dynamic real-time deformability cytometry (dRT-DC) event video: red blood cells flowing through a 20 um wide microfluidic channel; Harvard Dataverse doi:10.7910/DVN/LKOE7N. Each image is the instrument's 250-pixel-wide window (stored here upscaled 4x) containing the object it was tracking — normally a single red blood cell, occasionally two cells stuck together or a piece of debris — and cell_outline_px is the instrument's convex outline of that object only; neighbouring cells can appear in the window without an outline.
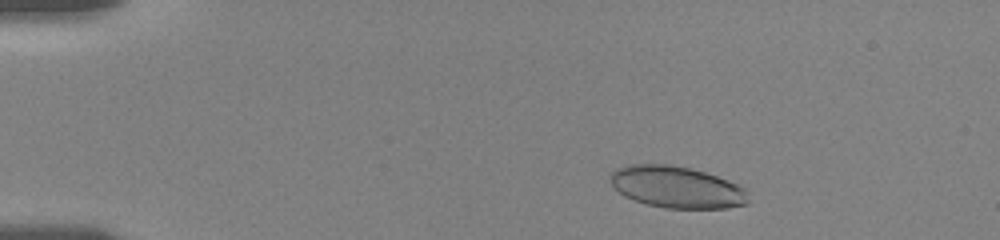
{"species": "human", "species_latin": "Homo sapiens", "temperature_condition": "room temperature", "stored_images_in_passage": 50, "camera_frame_rate_fps": 3000, "um_per_image_px": 0.085, "donor": {"sex": "female"}, "frame": {"image": 1, "passage_image": 6, "time_ms": 1.667, "image_size_px": [1000, 240], "cell_outline_px": [[748, 204], [728, 208], [664, 208], [644, 204], [624, 196], [612, 184], [608, 176], [616, 168], [628, 164], [668, 164], [692, 168], [728, 180], [744, 188], [748, 192]], "centroid_in_image_um": [57.51, 15.9], "position_along_channel_um": 27.5, "area_um2": 33.76}}
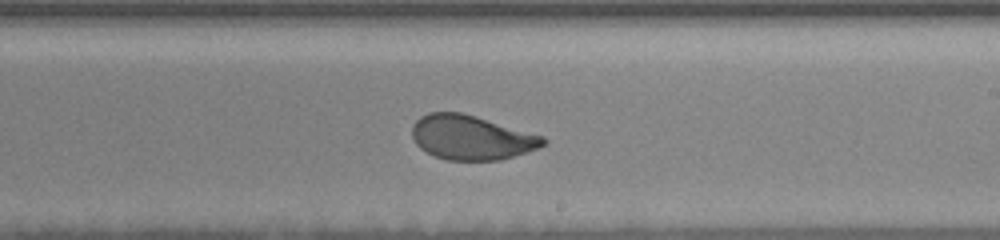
{"frame": {"image": 2, "passage_image": 31, "time_ms": 10.0, "image_size_px": [1000, 240], "cell_outline_px": [[548, 144], [540, 148], [500, 160], [448, 160], [436, 156], [420, 148], [416, 144], [412, 136], [412, 124], [420, 116], [428, 112], [460, 112], [476, 116], [544, 136], [548, 140]], "centroid_in_image_um": [40.09, 11.68], "position_along_channel_um": 248.9, "area_um2": 34.1}}
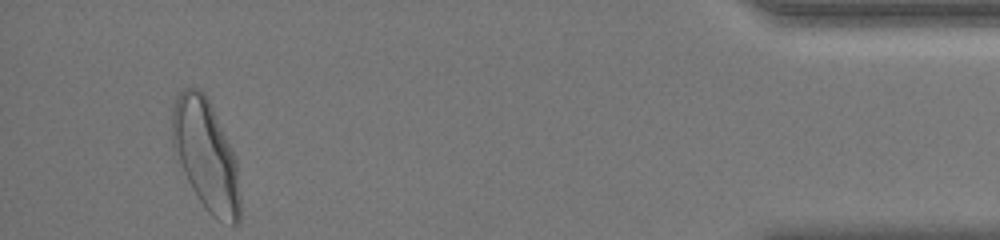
{"frame": {"image": 3, "passage_image": 50, "time_ms": 16.333, "image_size_px": [1000, 240], "cell_outline_px": [[240, 220], [236, 224], [232, 224], [212, 216], [204, 208], [196, 196], [184, 172], [172, 144], [172, 108], [176, 96], [184, 88], [200, 88], [208, 96], [236, 156], [240, 196]], "centroid_in_image_um": [17.52, 13.15], "position_along_channel_um": 417.7, "area_um2": 43.93}, "authors_computed_cell_mechanics": {"area_um2": 34.7956, "velocity_mm_per_s": 3.5961, "shape_relaxation_time_tau1_ms": 3.4696, "shape_relaxation_time_tau2_ms": null, "deformation_change_tau1": 0.1306, "deformation_change_tau2": null}}